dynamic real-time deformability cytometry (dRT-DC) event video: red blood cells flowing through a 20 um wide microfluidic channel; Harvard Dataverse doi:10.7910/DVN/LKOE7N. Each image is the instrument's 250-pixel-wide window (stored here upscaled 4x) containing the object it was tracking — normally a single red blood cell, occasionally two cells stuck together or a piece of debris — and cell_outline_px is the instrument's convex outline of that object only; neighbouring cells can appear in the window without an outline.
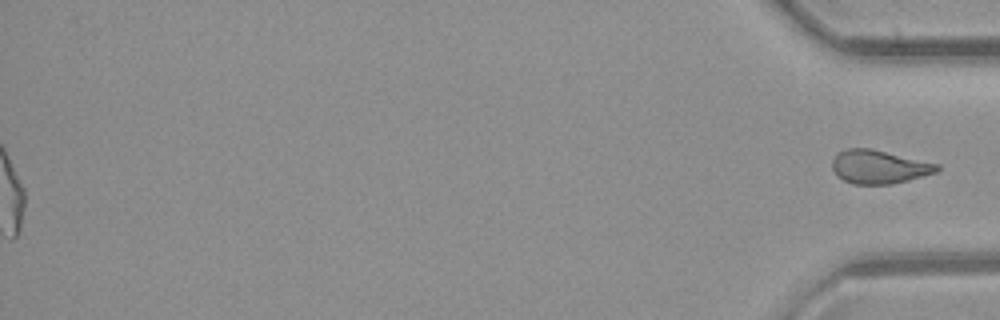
{"species": "common noctule bat (a hibernating species)", "species_latin": "Nyctalus noctula", "temperature_condition": "room temperature", "stored_images_in_passage": 33, "segment_of_instrument_passage": [2, 2], "camera_frame_rate_fps": 3000, "um_per_image_px": 0.085, "animal": {"sex": "female", "body_mass_g": 21.9}, "frame": {"image": 1, "passage_image": 33, "time_ms": 10.667, "image_size_px": [1000, 320], "cell_outline_px": [[940, 172], [892, 184], [852, 184], [836, 176], [832, 168], [832, 160], [840, 152], [848, 148], [872, 148], [940, 164]], "centroid_in_image_um": [74.76, 14.18], "position_along_channel_um": 360.4, "area_um2": 20.69}}